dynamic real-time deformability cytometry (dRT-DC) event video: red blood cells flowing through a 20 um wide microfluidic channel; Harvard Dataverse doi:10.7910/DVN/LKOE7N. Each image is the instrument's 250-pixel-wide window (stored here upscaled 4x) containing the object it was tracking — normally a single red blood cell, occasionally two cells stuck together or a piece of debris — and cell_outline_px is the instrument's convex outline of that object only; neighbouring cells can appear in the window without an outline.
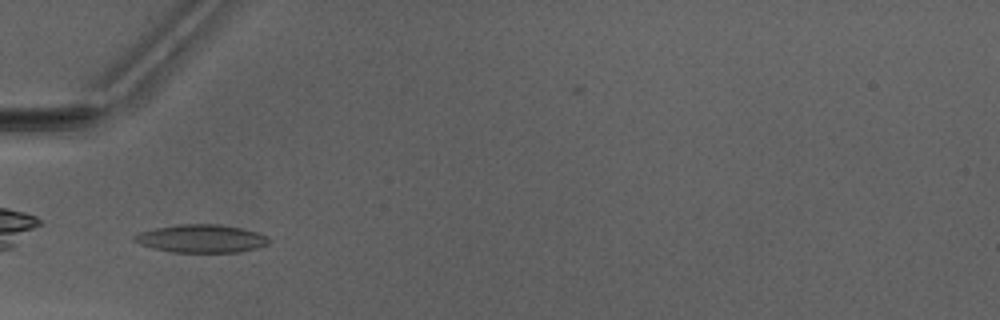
{"species": "Egyptian fruit bat (a non-hibernating species)", "species_latin": "Rousettus aegyptiacus", "temperature_condition": "warm", "stored_images_in_passage": 34, "camera_frame_rate_fps": 3000, "um_per_image_px": 0.085, "animal": {"sex": "male"}, "frame": {"image": 1, "passage_image": 1, "time_ms": 0.0, "image_size_px": [1000, 320], "cell_outline_px": [[268, 244], [256, 248], [240, 252], [172, 252], [152, 248], [140, 244], [132, 240], [132, 236], [140, 232], [156, 228], [180, 224], [216, 224], [244, 228], [268, 236]], "centroid_in_image_um": [17.1, 20.28], "position_along_channel_um": 67.9, "area_um2": 21.96}}
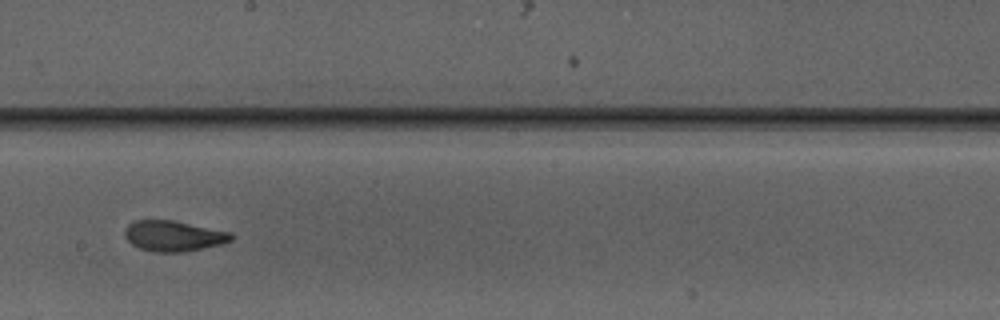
{"frame": {"image": 2, "passage_image": 13, "time_ms": 4.0, "image_size_px": [1000, 320], "cell_outline_px": [[232, 240], [220, 244], [180, 252], [156, 252], [140, 248], [132, 244], [124, 236], [124, 228], [132, 220], [172, 220], [232, 232]], "centroid_in_image_um": [14.7, 20.04], "position_along_channel_um": 233.5, "area_um2": 18.84}}
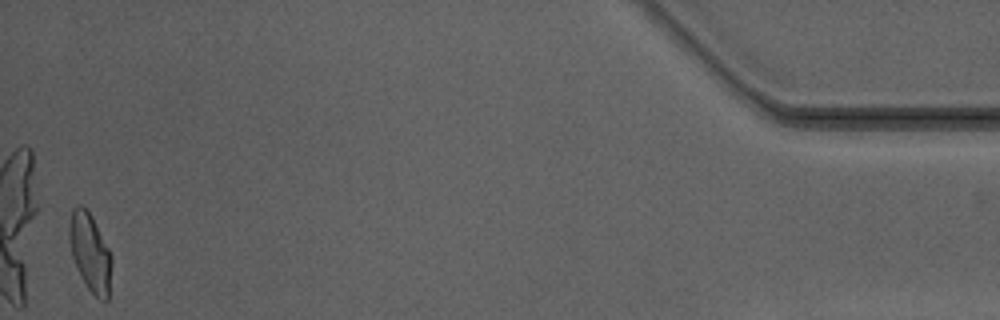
{"frame": {"image": 3, "passage_image": 33, "time_ms": 10.667, "image_size_px": [1000, 320], "cell_outline_px": [[112, 264], [108, 300], [100, 300], [88, 288], [80, 276], [72, 256], [68, 240], [68, 228], [72, 208], [80, 204], [92, 216], [112, 256]], "centroid_in_image_um": [7.65, 21.46], "position_along_channel_um": 427.6, "area_um2": 19.31}, "authors_computed_cell_mechanics": {"area_um2": 19.5075, "velocity_mm_per_s": 4.1766, "shape_relaxation_time_tau1_ms": 4.3166, "shape_relaxation_time_tau2_ms": 1.1793, "deformation_change_tau1": 0.1623, "deformation_change_tau2": 0.0801}}